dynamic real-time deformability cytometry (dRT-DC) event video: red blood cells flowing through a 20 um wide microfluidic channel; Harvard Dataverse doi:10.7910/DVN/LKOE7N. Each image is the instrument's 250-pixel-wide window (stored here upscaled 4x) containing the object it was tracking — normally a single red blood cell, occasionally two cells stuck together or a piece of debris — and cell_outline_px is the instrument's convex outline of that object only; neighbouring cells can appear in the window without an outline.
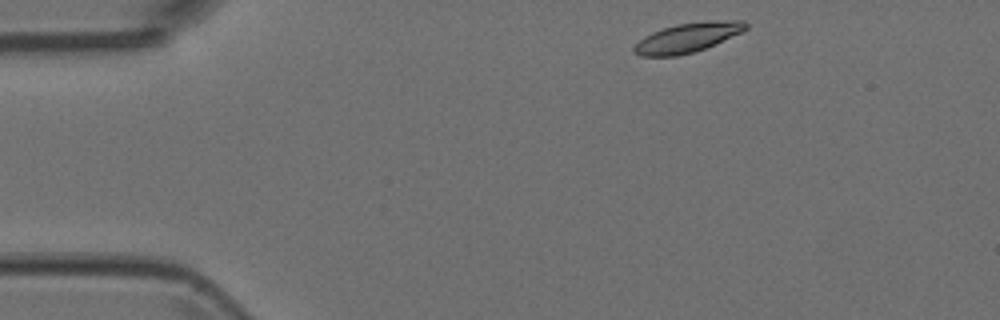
{"species": "Egyptian fruit bat (a non-hibernating species)", "species_latin": "Rousettus aegyptiacus", "temperature_condition": "room temperature", "stored_images_in_passage": 2, "camera_frame_rate_fps": 3000, "um_per_image_px": 0.085, "animal": {"sex": "female"}, "frame": {"image": 1, "passage_image": 1, "time_ms": 0.0, "image_size_px": [1000, 320], "cell_outline_px": [[748, 28], [716, 44], [692, 52], [676, 56], [640, 56], [632, 52], [632, 48], [644, 36], [652, 32], [676, 24], [708, 20], [744, 20], [748, 24]], "centroid_in_image_um": [58.44, 3.19], "position_along_channel_um": 26.6, "area_um2": 19.19}}